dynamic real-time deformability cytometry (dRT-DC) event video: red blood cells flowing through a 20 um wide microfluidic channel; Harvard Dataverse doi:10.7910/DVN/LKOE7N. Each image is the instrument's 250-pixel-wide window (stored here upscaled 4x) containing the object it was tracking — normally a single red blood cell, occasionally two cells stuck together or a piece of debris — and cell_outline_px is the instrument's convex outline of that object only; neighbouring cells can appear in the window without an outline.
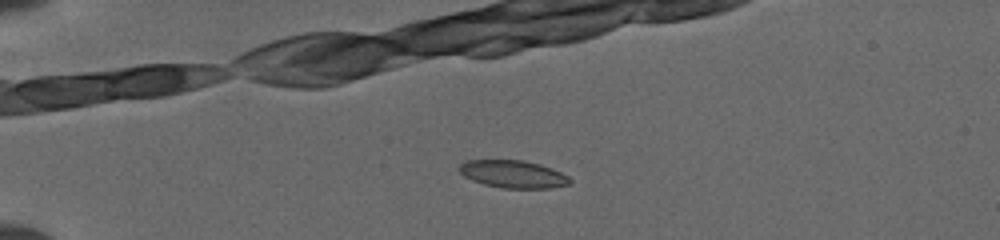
{"species": "common noctule bat (a hibernating species)", "species_latin": "Nyctalus noctula", "temperature_condition": "cold", "stored_images_in_passage": 7, "camera_frame_rate_fps": 3000, "um_per_image_px": 0.085, "animal": {"sex": "female", "body_mass_g": 19.5, "forearm_length_mm": 54.1}, "frame": {"image": 1, "passage_image": 1, "time_ms": 0.0, "image_size_px": [1000, 240], "cell_outline_px": [[572, 180], [568, 184], [548, 188], [500, 188], [484, 184], [472, 180], [464, 176], [460, 172], [460, 164], [468, 160], [524, 160], [540, 164], [560, 172], [568, 176]], "centroid_in_image_um": [43.6, 14.8], "position_along_channel_um": 41.4, "area_um2": 17.63}}